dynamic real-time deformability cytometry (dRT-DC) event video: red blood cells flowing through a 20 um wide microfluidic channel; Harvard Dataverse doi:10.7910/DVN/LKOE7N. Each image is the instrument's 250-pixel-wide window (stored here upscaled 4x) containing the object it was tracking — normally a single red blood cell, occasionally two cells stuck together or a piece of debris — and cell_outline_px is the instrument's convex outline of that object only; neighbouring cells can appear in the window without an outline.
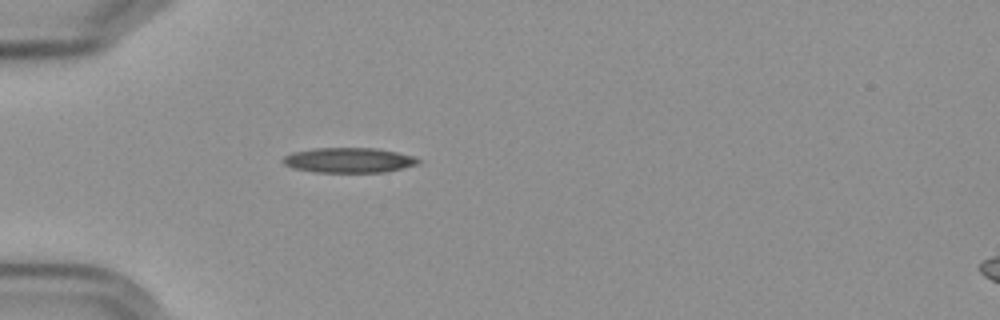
{"species": "Egyptian fruit bat (a non-hibernating species)", "species_latin": "Rousettus aegyptiacus", "temperature_condition": "cold", "stored_images_in_passage": 1, "camera_frame_rate_fps": 3000, "um_per_image_px": 0.085, "frame": {"image": 1, "passage_image": 1, "time_ms": 0.0, "image_size_px": [1000, 320], "cell_outline_px": [[420, 164], [384, 172], [312, 172], [292, 168], [284, 164], [280, 160], [284, 156], [292, 152], [316, 148], [376, 148], [416, 156], [420, 160]], "centroid_in_image_um": [29.64, 13.62], "position_along_channel_um": 55.4, "area_um2": 19.88}}